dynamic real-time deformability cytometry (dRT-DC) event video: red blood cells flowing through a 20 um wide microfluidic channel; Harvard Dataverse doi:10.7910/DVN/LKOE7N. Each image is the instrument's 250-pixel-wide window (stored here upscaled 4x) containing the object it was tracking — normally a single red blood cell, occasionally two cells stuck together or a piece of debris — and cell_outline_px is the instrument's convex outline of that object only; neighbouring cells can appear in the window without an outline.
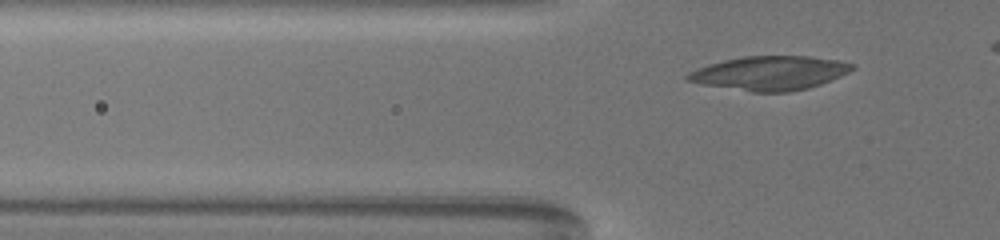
{"species": "common noctule bat (a hibernating species)", "species_latin": "Nyctalus noctula", "temperature_condition": "warm", "stored_images_in_passage": 38, "camera_frame_rate_fps": 3000, "um_per_image_px": 0.085, "animal": {"sex": "female", "body_mass_g": 19.5, "forearm_length_mm": 54.1}, "frame": {"image": 1, "passage_image": 5, "time_ms": 1.333, "image_size_px": [1000, 240], "cell_outline_px": [[856, 68], [840, 76], [820, 84], [808, 88], [788, 92], [752, 92], [704, 84], [684, 80], [684, 76], [688, 72], [708, 64], [724, 60], [744, 56], [812, 56], [836, 60], [856, 64]], "centroid_in_image_um": [65.43, 6.21], "position_along_channel_um": 60.4, "area_um2": 32.6}}
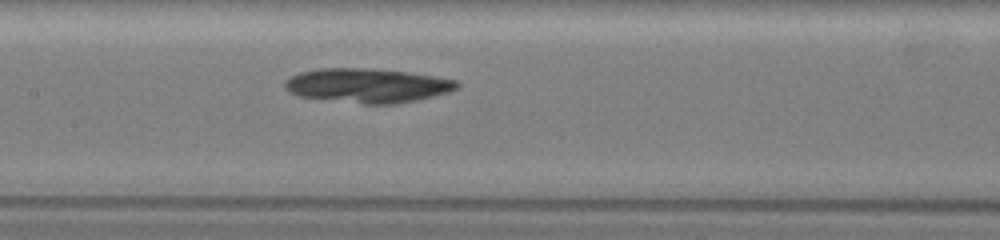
{"frame": {"image": 2, "passage_image": 16, "time_ms": 5.0, "image_size_px": [1000, 240], "cell_outline_px": [[460, 88], [448, 92], [416, 100], [396, 104], [364, 104], [300, 96], [288, 92], [284, 88], [284, 80], [300, 72], [320, 68], [372, 68], [404, 72], [432, 76], [456, 80], [460, 84]], "centroid_in_image_um": [31.21, 7.27], "position_along_channel_um": 176.2, "area_um2": 34.28}}
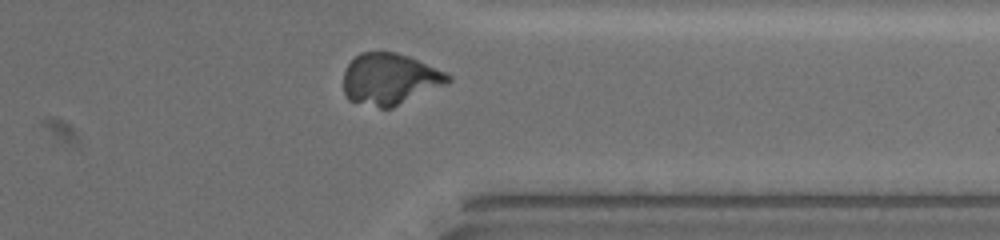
{"frame": {"image": 3, "passage_image": 34, "time_ms": 11.0, "image_size_px": [1000, 240], "cell_outline_px": [[452, 80], [444, 84], [392, 108], [380, 108], [348, 100], [344, 92], [344, 72], [348, 64], [360, 52], [396, 52], [408, 56], [444, 72], [452, 76]], "centroid_in_image_um": [33.1, 6.72], "position_along_channel_um": 378.3, "area_um2": 30.87}}